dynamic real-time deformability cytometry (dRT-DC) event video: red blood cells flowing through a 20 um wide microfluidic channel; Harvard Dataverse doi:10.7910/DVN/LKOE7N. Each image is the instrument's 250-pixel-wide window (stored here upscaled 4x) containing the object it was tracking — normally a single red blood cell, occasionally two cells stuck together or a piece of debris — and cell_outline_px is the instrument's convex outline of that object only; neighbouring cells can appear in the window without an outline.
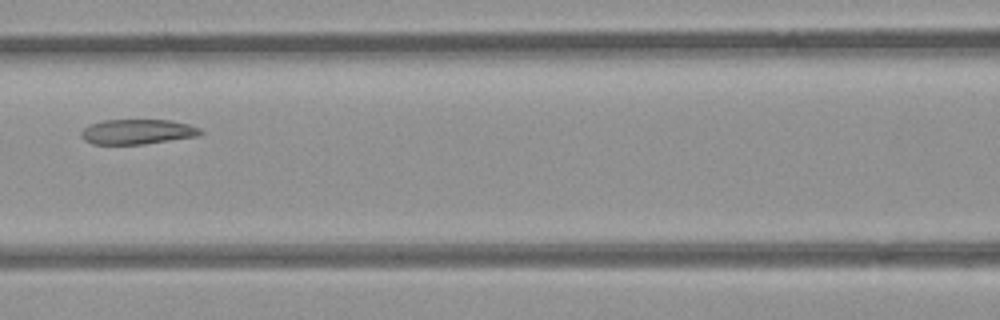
{"species": "common noctule bat (a hibernating species)", "species_latin": "Nyctalus noctula", "temperature_condition": "room temperature", "stored_images_in_passage": 7, "camera_frame_rate_fps": 3000, "um_per_image_px": 0.085, "animal": {"sex": "female", "body_mass_g": 21.9}, "frame": {"image": 1, "passage_image": 6, "time_ms": 5.667, "image_size_px": [1000, 320], "cell_outline_px": [[204, 132], [200, 136], [144, 144], [92, 144], [84, 140], [80, 136], [80, 132], [88, 124], [104, 120], [172, 120], [188, 124], [200, 128]], "centroid_in_image_um": [11.68, 11.2], "position_along_channel_um": 154.9, "area_um2": 17.57}}
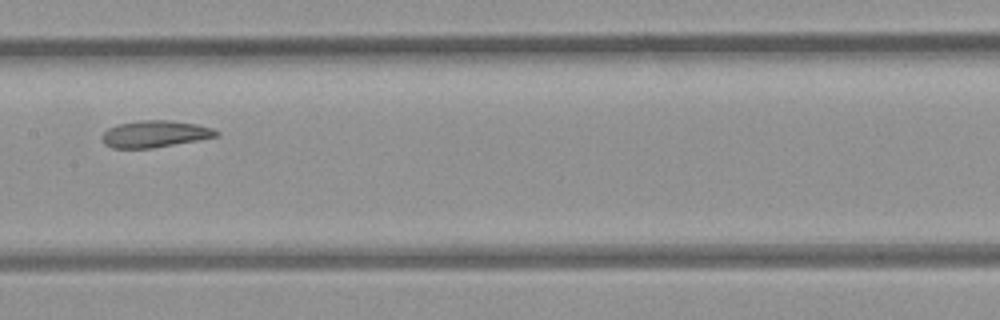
{"frame": {"image": 2, "passage_image": 7, "time_ms": 6.667, "image_size_px": [1000, 320], "cell_outline_px": [[220, 136], [152, 148], [112, 148], [104, 144], [100, 136], [108, 128], [116, 124], [140, 120], [172, 120], [196, 124], [212, 128], [220, 132]], "centroid_in_image_um": [13.15, 11.38], "position_along_channel_um": 194.3, "area_um2": 17.98}}